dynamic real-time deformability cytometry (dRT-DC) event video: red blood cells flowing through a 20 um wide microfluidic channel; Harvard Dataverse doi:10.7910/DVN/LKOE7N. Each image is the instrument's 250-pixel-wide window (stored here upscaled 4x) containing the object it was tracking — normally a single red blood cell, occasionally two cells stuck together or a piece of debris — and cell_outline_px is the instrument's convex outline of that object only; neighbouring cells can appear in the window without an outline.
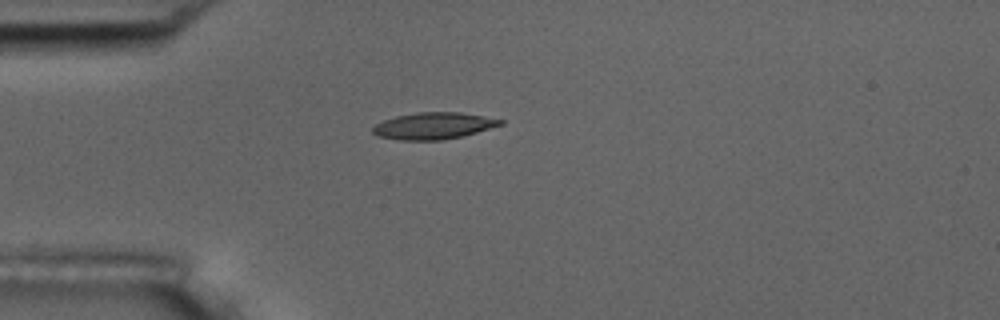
{"species": "common noctule bat (a hibernating species)", "species_latin": "Nyctalus noctula", "temperature_condition": "room temperature", "stored_images_in_passage": 1, "camera_frame_rate_fps": 3000, "um_per_image_px": 0.085, "animal": {"sex": "male", "body_mass_g": 17.5, "forearm_length_mm": 52.3}, "frame": {"image": 1, "passage_image": 1, "time_ms": 0.0, "image_size_px": [1000, 320], "cell_outline_px": [[504, 124], [464, 136], [444, 140], [400, 140], [380, 136], [372, 132], [372, 128], [376, 124], [384, 120], [396, 116], [416, 112], [460, 112], [484, 116], [504, 120]], "centroid_in_image_um": [36.88, 10.69], "position_along_channel_um": 48.1, "area_um2": 19.88}}